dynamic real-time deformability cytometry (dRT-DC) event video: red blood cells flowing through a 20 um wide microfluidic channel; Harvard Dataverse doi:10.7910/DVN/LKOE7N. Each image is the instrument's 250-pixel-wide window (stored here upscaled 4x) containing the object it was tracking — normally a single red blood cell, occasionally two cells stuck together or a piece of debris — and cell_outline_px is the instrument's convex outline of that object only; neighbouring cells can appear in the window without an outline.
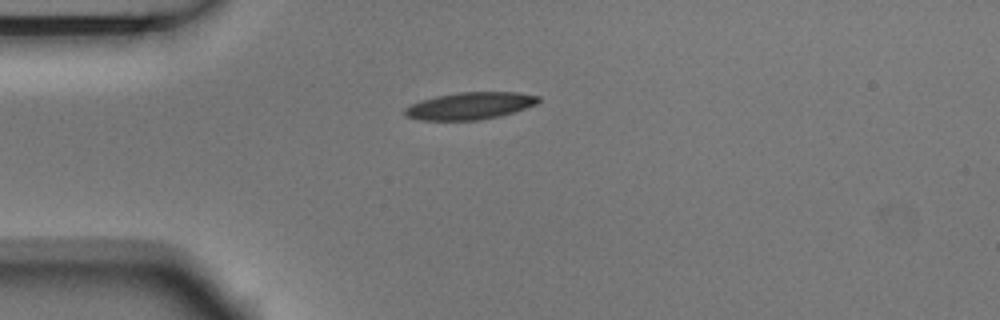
{"species": "Egyptian fruit bat (a non-hibernating species)", "species_latin": "Rousettus aegyptiacus", "temperature_condition": "room temperature", "stored_images_in_passage": 2, "camera_frame_rate_fps": 3000, "um_per_image_px": 0.085, "animal": {"sex": "male"}, "frame": {"image": 1, "passage_image": 1, "time_ms": 0.0, "image_size_px": [1000, 320], "cell_outline_px": [[540, 100], [536, 104], [500, 116], [480, 120], [420, 120], [404, 116], [404, 108], [408, 104], [420, 100], [436, 96], [460, 92], [516, 92], [540, 96]], "centroid_in_image_um": [39.89, 8.99], "position_along_channel_um": 45.1, "area_um2": 21.21}}